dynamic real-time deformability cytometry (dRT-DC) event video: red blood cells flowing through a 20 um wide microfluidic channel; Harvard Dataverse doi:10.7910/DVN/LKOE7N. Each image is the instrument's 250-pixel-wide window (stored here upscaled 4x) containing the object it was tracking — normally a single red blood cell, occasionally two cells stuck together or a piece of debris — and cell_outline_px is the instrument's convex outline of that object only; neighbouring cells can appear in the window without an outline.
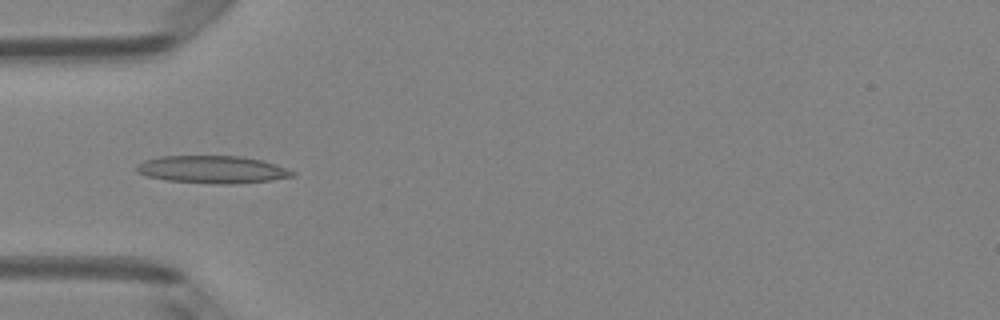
{"species": "Egyptian fruit bat (a non-hibernating species)", "species_latin": "Rousettus aegyptiacus", "temperature_condition": "room temperature", "stored_images_in_passage": 6, "camera_frame_rate_fps": 3000, "um_per_image_px": 0.085, "animal": {"sex": "female"}, "frame": {"image": 1, "passage_image": 4, "time_ms": 1.0, "image_size_px": [1000, 320], "cell_outline_px": [[296, 176], [272, 180], [232, 184], [212, 184], [168, 180], [148, 176], [136, 172], [136, 164], [144, 160], [160, 156], [244, 156], [276, 164], [296, 172]], "centroid_in_image_um": [18.07, 14.41], "position_along_channel_um": 66.9, "area_um2": 25.14}}
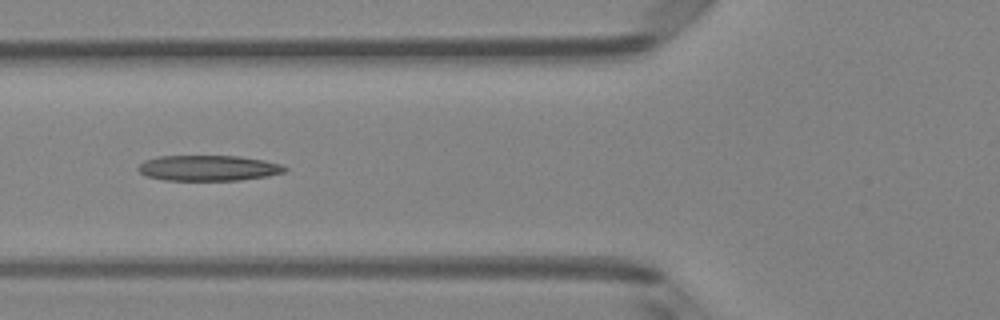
{"frame": {"image": 2, "passage_image": 5, "time_ms": 1.333, "image_size_px": [1000, 320], "cell_outline_px": [[288, 168], [284, 172], [268, 176], [240, 180], [164, 180], [144, 176], [136, 168], [144, 160], [160, 156], [240, 156], [264, 160], [280, 164]], "centroid_in_image_um": [17.69, 14.28], "position_along_channel_um": 108.1, "area_um2": 21.91}}
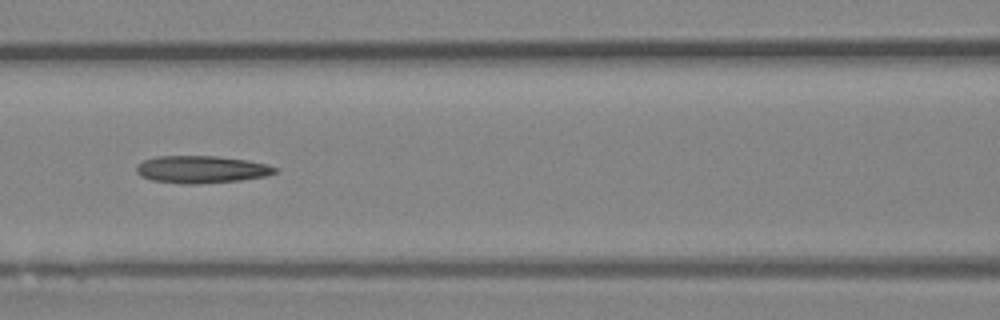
{"frame": {"image": 3, "passage_image": 6, "time_ms": 1.667, "image_size_px": [1000, 320], "cell_outline_px": [[280, 168], [276, 172], [264, 176], [240, 180], [200, 184], [184, 184], [152, 180], [140, 176], [136, 172], [136, 164], [144, 160], [156, 156], [216, 156], [248, 160], [268, 164]], "centroid_in_image_um": [17.12, 14.4], "position_along_channel_um": 149.5, "area_um2": 22.25}}